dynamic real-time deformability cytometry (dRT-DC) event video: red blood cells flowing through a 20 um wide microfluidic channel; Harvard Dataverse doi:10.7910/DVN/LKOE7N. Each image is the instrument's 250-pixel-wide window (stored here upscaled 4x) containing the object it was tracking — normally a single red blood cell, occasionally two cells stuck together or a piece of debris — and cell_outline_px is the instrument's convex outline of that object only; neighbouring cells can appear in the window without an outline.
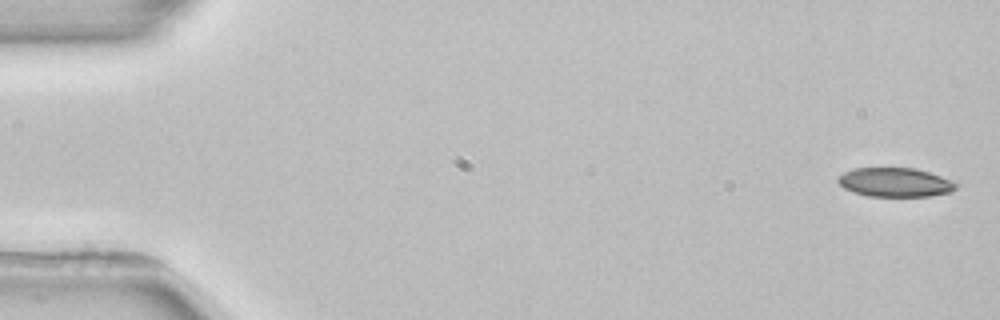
{"species": "common noctule bat (a hibernating species)", "species_latin": "Nyctalus noctula", "temperature_condition": "room temperature", "stored_images_in_passage": 4, "camera_frame_rate_fps": 3000, "um_per_image_px": 0.085, "animal": {"sex": "female", "body_mass_g": 22.7, "forearm_length_mm": 54.2}, "frame": {"image": 1, "passage_image": 1, "time_ms": 0.0, "image_size_px": [1000, 320], "cell_outline_px": [[960, 184], [952, 192], [928, 196], [868, 196], [844, 188], [836, 180], [836, 176], [852, 168], [916, 168], [940, 176]], "centroid_in_image_um": [76.07, 15.49], "position_along_channel_um": 8.9, "area_um2": 20.0}}
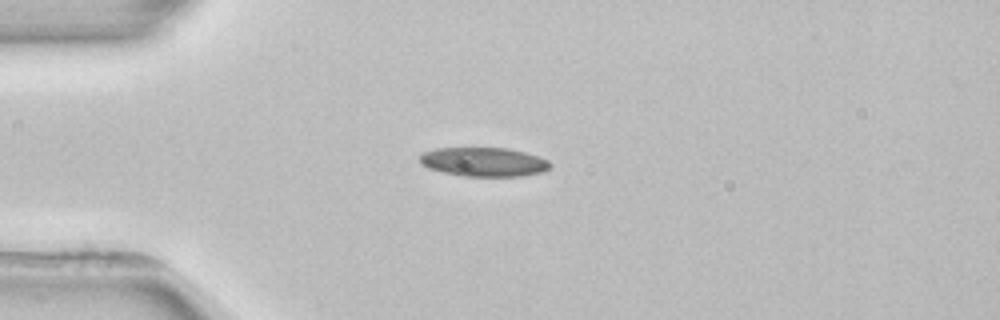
{"frame": {"image": 2, "passage_image": 4, "time_ms": 4.0, "image_size_px": [1000, 320], "cell_outline_px": [[552, 164], [544, 172], [520, 176], [464, 176], [444, 172], [428, 168], [420, 164], [420, 156], [424, 152], [436, 148], [508, 148], [540, 156], [548, 160]], "centroid_in_image_um": [41.14, 13.76], "position_along_channel_um": 43.9, "area_um2": 22.08}}